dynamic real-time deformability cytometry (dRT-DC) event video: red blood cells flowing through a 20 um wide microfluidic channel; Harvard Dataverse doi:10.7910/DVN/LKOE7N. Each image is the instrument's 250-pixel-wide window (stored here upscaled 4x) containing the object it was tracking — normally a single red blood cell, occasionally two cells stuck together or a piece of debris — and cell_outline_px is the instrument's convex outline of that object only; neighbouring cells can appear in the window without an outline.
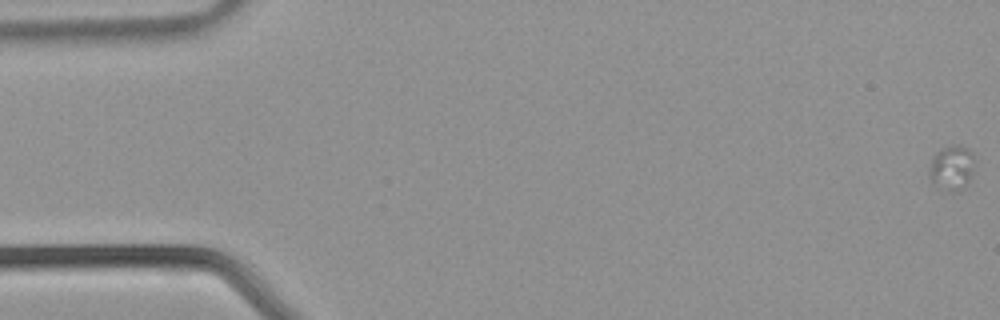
{"species": "common noctule bat (a hibernating species)", "species_latin": "Nyctalus noctula", "temperature_condition": "warm", "stored_images_in_passage": 13, "camera_frame_rate_fps": 3000, "um_per_image_px": 0.085, "animal": {"sex": "male", "body_mass_g": 21.5, "forearm_length_mm": 52.0}, "frame": {"image": 1, "passage_image": 1, "time_ms": 0.0, "image_size_px": [1000, 320], "cell_outline_px": [[972, 172], [968, 180], [964, 184], [952, 192], [932, 184], [928, 176], [932, 160], [936, 152], [944, 148], [968, 148], [972, 152]], "centroid_in_image_um": [80.84, 14.29], "position_along_channel_um": 4.2, "area_um2": 10.98}}